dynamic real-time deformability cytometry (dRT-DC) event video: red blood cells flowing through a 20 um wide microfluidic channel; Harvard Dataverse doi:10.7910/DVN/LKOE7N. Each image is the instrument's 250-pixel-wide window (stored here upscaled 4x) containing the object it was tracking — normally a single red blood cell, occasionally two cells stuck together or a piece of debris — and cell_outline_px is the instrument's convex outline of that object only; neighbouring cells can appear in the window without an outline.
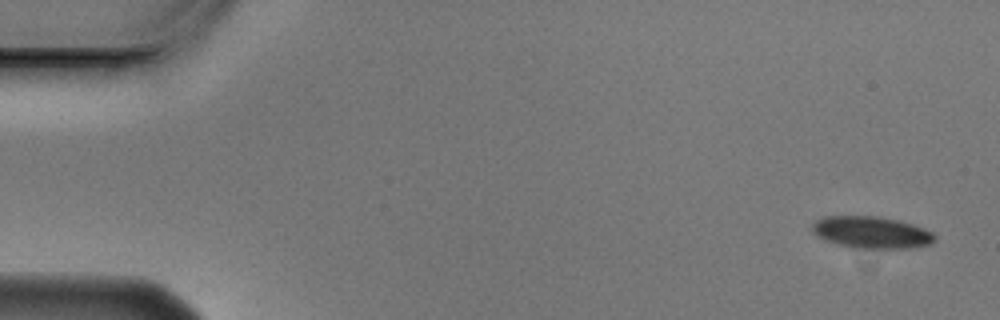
{"species": "Egyptian fruit bat (a non-hibernating species)", "species_latin": "Rousettus aegyptiacus", "temperature_condition": "cold", "stored_images_in_passage": 4, "camera_frame_rate_fps": 3000, "um_per_image_px": 0.085, "animal": {"sex": "male"}, "frame": {"image": 1, "passage_image": 1, "time_ms": 0.0, "image_size_px": [1000, 320], "cell_outline_px": [[936, 240], [932, 244], [908, 248], [848, 248], [824, 240], [816, 236], [812, 232], [812, 224], [816, 220], [824, 216], [876, 216], [900, 220], [924, 228], [932, 232], [936, 236]], "centroid_in_image_um": [74.06, 19.76], "position_along_channel_um": 10.9, "area_um2": 23.12}}
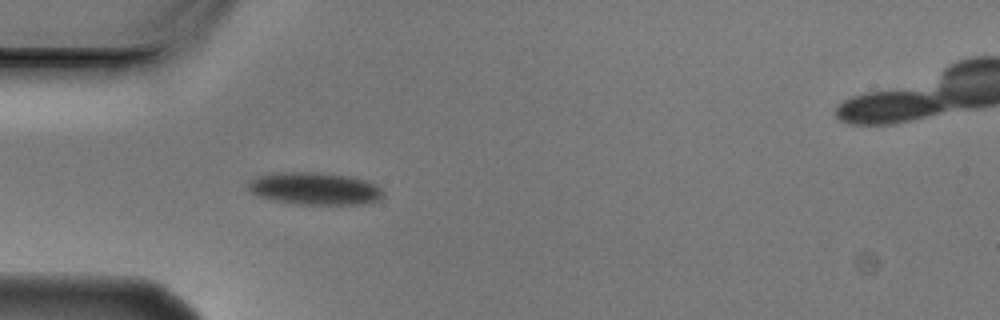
{"frame": {"image": 2, "passage_image": 4, "time_ms": 1.0, "image_size_px": [1000, 320], "cell_outline_px": [[384, 196], [380, 200], [360, 204], [300, 204], [272, 200], [260, 196], [252, 192], [248, 188], [248, 180], [256, 176], [272, 172], [320, 172], [352, 176], [376, 184], [384, 192]], "centroid_in_image_um": [26.76, 16.01], "position_along_channel_um": 58.2, "area_um2": 25.72}}